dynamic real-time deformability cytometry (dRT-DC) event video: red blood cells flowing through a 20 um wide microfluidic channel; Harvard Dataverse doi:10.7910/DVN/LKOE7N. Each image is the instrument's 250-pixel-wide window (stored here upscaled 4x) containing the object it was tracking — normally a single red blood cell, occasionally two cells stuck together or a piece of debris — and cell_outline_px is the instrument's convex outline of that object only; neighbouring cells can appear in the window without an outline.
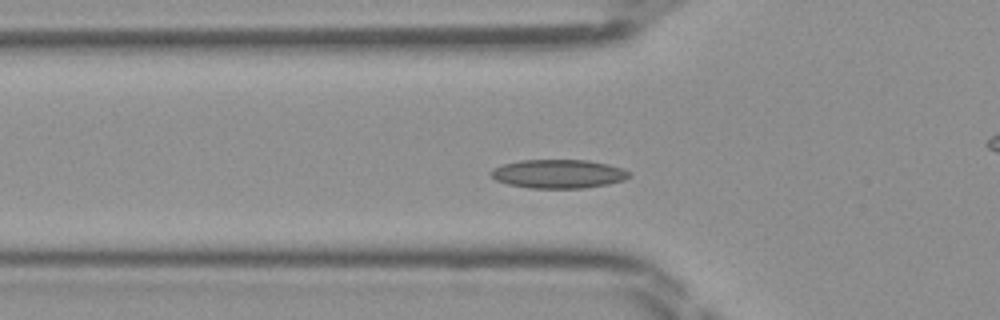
{"species": "Egyptian fruit bat (a non-hibernating species)", "species_latin": "Rousettus aegyptiacus", "temperature_condition": "room temperature", "stored_images_in_passage": 44, "camera_frame_rate_fps": 3000, "um_per_image_px": 0.085, "frame": {"image": 1, "passage_image": 12, "time_ms": 3.667, "image_size_px": [1000, 320], "cell_outline_px": [[632, 176], [624, 180], [608, 184], [584, 188], [528, 188], [508, 184], [496, 180], [488, 172], [492, 168], [504, 164], [520, 160], [588, 160], [608, 164], [624, 168], [632, 172]], "centroid_in_image_um": [47.5, 14.77], "position_along_channel_um": 78.3, "area_um2": 23.41}}
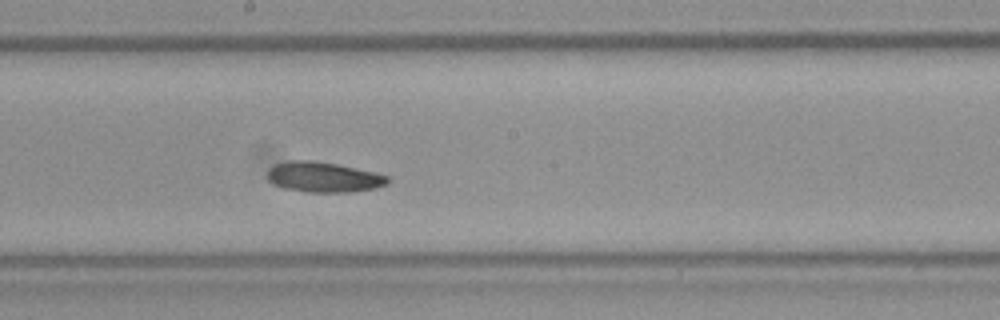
{"frame": {"image": 2, "passage_image": 22, "time_ms": 7.0, "image_size_px": [1000, 320], "cell_outline_px": [[388, 184], [376, 188], [348, 192], [308, 192], [284, 188], [268, 180], [268, 168], [276, 164], [288, 160], [312, 160], [336, 164], [376, 172], [388, 176]], "centroid_in_image_um": [27.51, 15.05], "position_along_channel_um": 220.7, "area_um2": 21.15}}
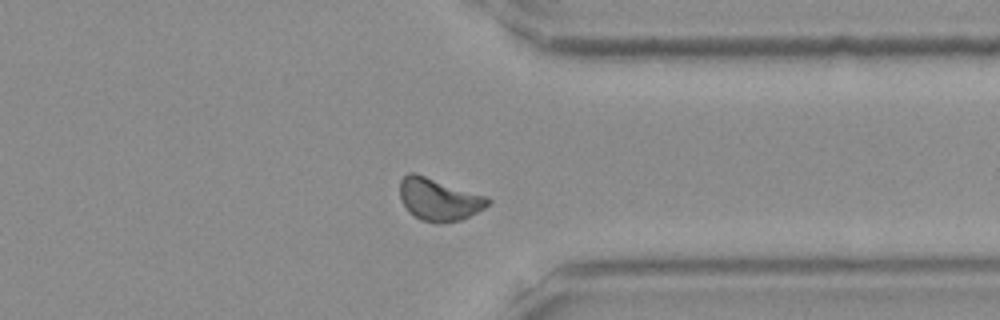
{"frame": {"image": 3, "passage_image": 33, "time_ms": 10.667, "image_size_px": [1000, 320], "cell_outline_px": [[492, 200], [484, 208], [460, 220], [444, 224], [436, 224], [420, 220], [408, 212], [400, 196], [400, 180], [408, 172], [416, 172], [488, 196]], "centroid_in_image_um": [37.3, 16.94], "position_along_channel_um": 374.1, "area_um2": 22.14}}